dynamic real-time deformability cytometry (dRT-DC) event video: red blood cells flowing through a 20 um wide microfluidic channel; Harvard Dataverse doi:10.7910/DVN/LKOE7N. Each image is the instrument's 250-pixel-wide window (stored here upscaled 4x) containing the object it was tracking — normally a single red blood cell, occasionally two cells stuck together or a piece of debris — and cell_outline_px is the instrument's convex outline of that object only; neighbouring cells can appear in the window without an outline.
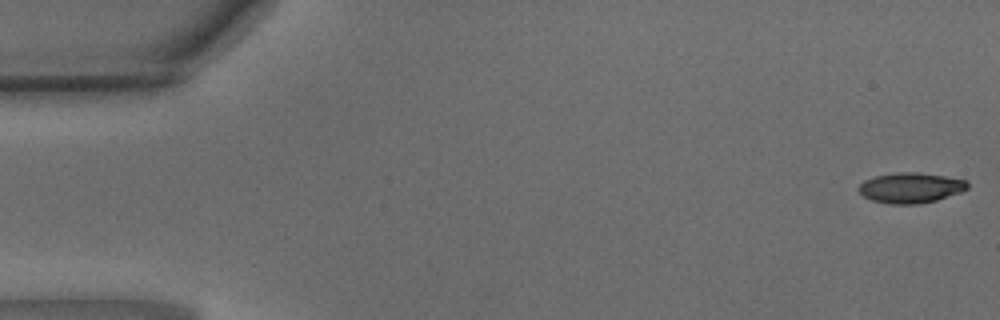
{"species": "common noctule bat (a hibernating species)", "species_latin": "Nyctalus noctula", "temperature_condition": "warm", "stored_images_in_passage": 9, "segment_of_instrument_passage": [1, 2], "camera_frame_rate_fps": 3000, "um_per_image_px": 0.085, "animal": {"sex": "male", "body_mass_g": 15.6}, "frame": {"image": 1, "passage_image": 1, "time_ms": 0.0, "image_size_px": [1000, 320], "cell_outline_px": [[968, 188], [960, 192], [936, 200], [920, 204], [888, 204], [872, 200], [864, 196], [856, 188], [864, 180], [876, 176], [900, 172], [916, 172], [944, 176], [968, 180]], "centroid_in_image_um": [77.4, 15.96], "position_along_channel_um": 7.6, "area_um2": 19.19}}